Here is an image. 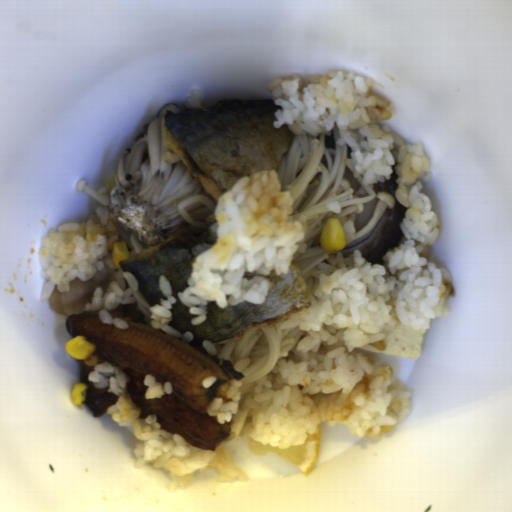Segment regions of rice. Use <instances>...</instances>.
<instances>
[{
	"mask_svg": "<svg viewBox=\"0 0 512 512\" xmlns=\"http://www.w3.org/2000/svg\"><path fill=\"white\" fill-rule=\"evenodd\" d=\"M266 87L282 107L273 112L274 126L286 125L294 135L334 132V144L350 147L355 177L373 192L396 165V199L406 212L403 238L381 264H370L354 248L349 257L342 249L328 251L327 262L318 263L309 306L278 323L305 333L255 383L237 435L247 432L260 444L285 449L305 443L326 422L349 427L353 437L377 438L411 414V391L389 364L378 367L377 356L358 349L386 348L384 332L396 325L427 330L432 318L449 315L447 303L455 296L451 273L428 259L439 223L421 181H432V166L420 141L407 144L377 121L391 120L390 103L363 75L285 74Z\"/></svg>",
	"mask_w": 512,
	"mask_h": 512,
	"instance_id": "1",
	"label": "rice"
},
{
	"mask_svg": "<svg viewBox=\"0 0 512 512\" xmlns=\"http://www.w3.org/2000/svg\"><path fill=\"white\" fill-rule=\"evenodd\" d=\"M115 242H121L115 222L103 225L97 212L87 214L84 221L63 224L50 229L40 238L36 258L40 274L46 281L41 285L40 300L50 306L49 296L57 290H72V279L95 280L96 288L85 311H98L102 323L128 329L127 322L111 317L109 312L118 305H133L138 283L133 274L116 267L112 259Z\"/></svg>",
	"mask_w": 512,
	"mask_h": 512,
	"instance_id": "2",
	"label": "rice"
},
{
	"mask_svg": "<svg viewBox=\"0 0 512 512\" xmlns=\"http://www.w3.org/2000/svg\"><path fill=\"white\" fill-rule=\"evenodd\" d=\"M94 387L106 388L114 393L117 401L109 405L106 413L117 426L133 433L141 441L135 447V466H151L166 470L171 477L167 488L170 492L187 489L194 480L195 471L215 470L212 484L248 481L246 473L237 469L233 454L224 447L203 449L192 445L180 434L161 430L155 414L139 418V406L132 403L127 391L126 373L116 365L100 363L88 374Z\"/></svg>",
	"mask_w": 512,
	"mask_h": 512,
	"instance_id": "3",
	"label": "rice"
},
{
	"mask_svg": "<svg viewBox=\"0 0 512 512\" xmlns=\"http://www.w3.org/2000/svg\"><path fill=\"white\" fill-rule=\"evenodd\" d=\"M241 380L232 378L222 383L214 398L207 405V416L215 417L219 424L231 421L232 414L237 411L241 402Z\"/></svg>",
	"mask_w": 512,
	"mask_h": 512,
	"instance_id": "4",
	"label": "rice"
},
{
	"mask_svg": "<svg viewBox=\"0 0 512 512\" xmlns=\"http://www.w3.org/2000/svg\"><path fill=\"white\" fill-rule=\"evenodd\" d=\"M158 285L160 292L166 299L160 298V304L149 307L151 311V322L150 325L154 329H162L167 334L173 335L185 341H190L193 339V335L190 332L179 333L172 327H170L169 322L171 320V308L172 304H176V299L173 296L171 283L167 277L164 275H159L158 277Z\"/></svg>",
	"mask_w": 512,
	"mask_h": 512,
	"instance_id": "5",
	"label": "rice"
},
{
	"mask_svg": "<svg viewBox=\"0 0 512 512\" xmlns=\"http://www.w3.org/2000/svg\"><path fill=\"white\" fill-rule=\"evenodd\" d=\"M142 383L144 385L149 386L148 390H145L146 399H159L162 398L164 394H171L172 384L169 381H165L164 384L157 382L156 377L146 376Z\"/></svg>",
	"mask_w": 512,
	"mask_h": 512,
	"instance_id": "6",
	"label": "rice"
},
{
	"mask_svg": "<svg viewBox=\"0 0 512 512\" xmlns=\"http://www.w3.org/2000/svg\"><path fill=\"white\" fill-rule=\"evenodd\" d=\"M205 99L203 92L198 88H194L193 92L187 96L185 105L190 110L202 108V103Z\"/></svg>",
	"mask_w": 512,
	"mask_h": 512,
	"instance_id": "7",
	"label": "rice"
},
{
	"mask_svg": "<svg viewBox=\"0 0 512 512\" xmlns=\"http://www.w3.org/2000/svg\"><path fill=\"white\" fill-rule=\"evenodd\" d=\"M202 347L206 350L207 352V355H210V356H215L216 353H217V349H216V346L213 344L212 341L210 340H205L203 343H202Z\"/></svg>",
	"mask_w": 512,
	"mask_h": 512,
	"instance_id": "8",
	"label": "rice"
},
{
	"mask_svg": "<svg viewBox=\"0 0 512 512\" xmlns=\"http://www.w3.org/2000/svg\"><path fill=\"white\" fill-rule=\"evenodd\" d=\"M216 382V378L213 376V377H205L204 379H202V382H201V385H203L204 387H210L212 385H214Z\"/></svg>",
	"mask_w": 512,
	"mask_h": 512,
	"instance_id": "9",
	"label": "rice"
}]
</instances>
